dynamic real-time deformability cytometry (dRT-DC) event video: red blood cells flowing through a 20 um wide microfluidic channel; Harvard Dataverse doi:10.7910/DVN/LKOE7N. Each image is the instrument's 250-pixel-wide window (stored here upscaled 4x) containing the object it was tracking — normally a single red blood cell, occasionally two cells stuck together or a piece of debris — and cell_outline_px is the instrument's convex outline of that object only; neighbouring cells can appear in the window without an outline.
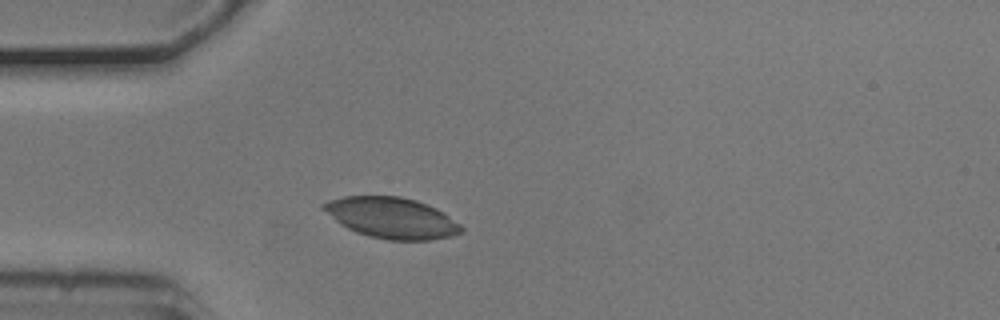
{"species": "common noctule bat (a hibernating species)", "species_latin": "Nyctalus noctula", "temperature_condition": "cold", "stored_images_in_passage": 39, "camera_frame_rate_fps": 3000, "um_per_image_px": 0.085, "animal": {"sex": "male", "body_mass_g": 20.5, "forearm_length_mm": 52.5}, "frame": {"image": 1, "passage_image": 9, "time_ms": 2.667, "image_size_px": [1000, 320], "cell_outline_px": [[464, 232], [452, 236], [432, 240], [388, 240], [368, 236], [356, 232], [340, 224], [320, 208], [320, 204], [328, 200], [344, 196], [400, 196], [416, 200], [436, 208], [444, 212], [460, 224], [464, 228]], "centroid_in_image_um": [33.29, 18.52], "position_along_channel_um": 51.7, "area_um2": 33.12}}
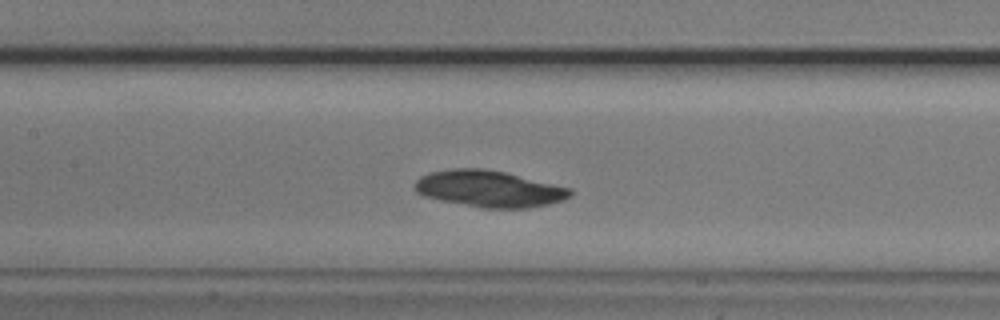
{"frame": {"image": 2, "passage_image": 19, "time_ms": 6.0, "image_size_px": [1000, 320], "cell_outline_px": [[572, 196], [564, 200], [548, 204], [528, 208], [480, 208], [440, 200], [424, 196], [416, 192], [416, 180], [420, 176], [428, 172], [452, 168], [484, 168], [504, 172], [572, 188]], "centroid_in_image_um": [41.58, 16.05], "position_along_channel_um": 165.8, "area_um2": 33.23}}
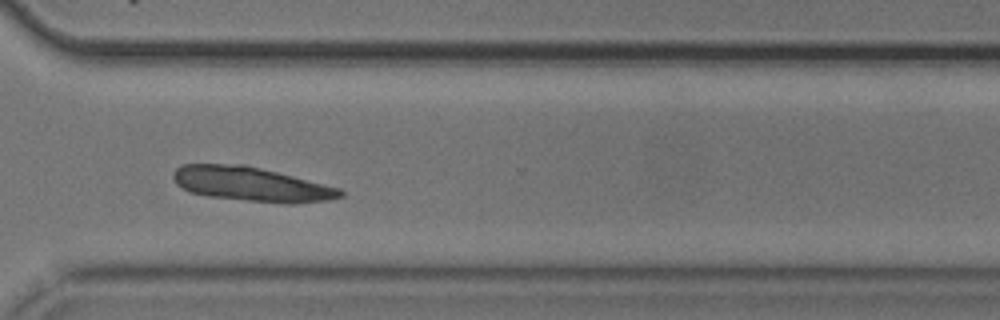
{"frame": {"image": 3, "passage_image": 34, "time_ms": 11.0, "image_size_px": [1000, 320], "cell_outline_px": [[344, 196], [328, 200], [296, 204], [284, 204], [208, 196], [188, 192], [176, 184], [172, 176], [172, 172], [180, 164], [244, 164], [340, 188], [344, 192]], "centroid_in_image_um": [21.33, 15.66], "position_along_channel_um": 349.3, "area_um2": 33.52}}